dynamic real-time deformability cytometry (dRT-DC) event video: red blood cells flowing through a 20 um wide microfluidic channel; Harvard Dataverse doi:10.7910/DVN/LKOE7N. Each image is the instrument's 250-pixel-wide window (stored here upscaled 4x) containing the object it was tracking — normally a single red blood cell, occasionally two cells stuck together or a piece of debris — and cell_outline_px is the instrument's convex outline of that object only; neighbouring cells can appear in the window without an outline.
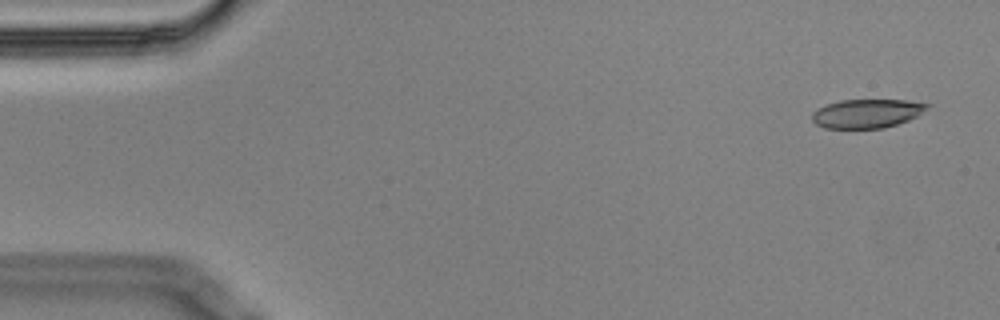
{"species": "Egyptian fruit bat (a non-hibernating species)", "species_latin": "Rousettus aegyptiacus", "temperature_condition": "cold", "stored_images_in_passage": 7, "camera_frame_rate_fps": 3000, "um_per_image_px": 0.085, "animal": {"sex": "male"}, "frame": {"image": 1, "passage_image": 1, "time_ms": 0.0, "image_size_px": [1000, 320], "cell_outline_px": [[928, 108], [916, 116], [908, 120], [884, 128], [824, 128], [816, 124], [812, 120], [812, 112], [828, 104], [840, 100], [904, 100], [928, 104]], "centroid_in_image_um": [73.66, 9.65], "position_along_channel_um": 11.3, "area_um2": 19.07}}
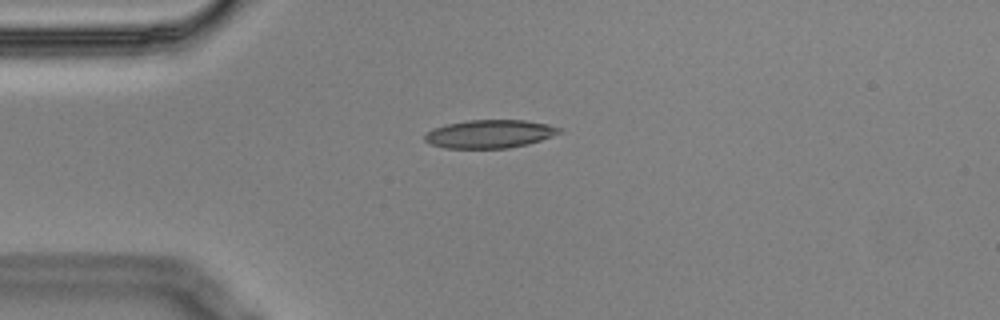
{"frame": {"image": 2, "passage_image": 4, "time_ms": 1.0, "image_size_px": [1000, 320], "cell_outline_px": [[564, 132], [528, 144], [508, 148], [444, 148], [432, 144], [424, 140], [424, 136], [432, 128], [448, 124], [468, 120], [524, 120], [548, 124], [560, 128]], "centroid_in_image_um": [41.64, 11.38], "position_along_channel_um": 43.4, "area_um2": 22.08}}
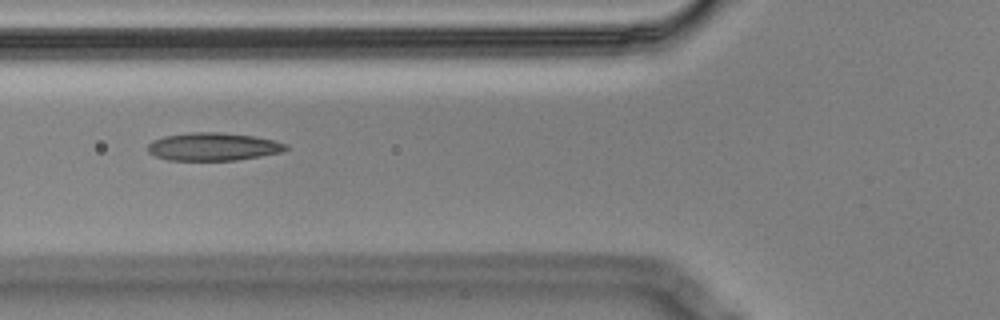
{"frame": {"image": 3, "passage_image": 6, "time_ms": 1.667, "image_size_px": [1000, 320], "cell_outline_px": [[288, 148], [280, 152], [260, 156], [236, 160], [168, 160], [156, 156], [148, 152], [148, 144], [152, 140], [164, 136], [188, 132], [220, 132], [252, 136], [272, 140], [288, 144]], "centroid_in_image_um": [18.08, 12.46], "position_along_channel_um": 107.7, "area_um2": 22.37}}